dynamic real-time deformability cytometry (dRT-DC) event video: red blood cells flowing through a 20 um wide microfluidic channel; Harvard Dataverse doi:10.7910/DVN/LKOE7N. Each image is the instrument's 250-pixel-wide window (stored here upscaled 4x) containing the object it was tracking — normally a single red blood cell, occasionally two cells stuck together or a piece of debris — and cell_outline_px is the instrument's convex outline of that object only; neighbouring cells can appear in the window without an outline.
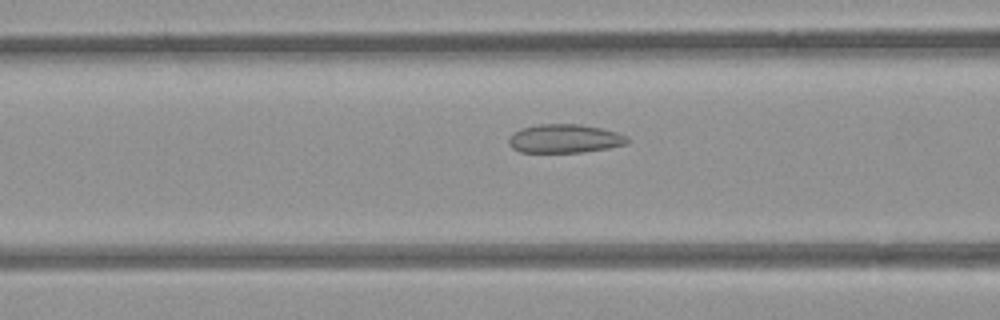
{"species": "common noctule bat (a hibernating species)", "species_latin": "Nyctalus noctula", "temperature_condition": "room temperature", "stored_images_in_passage": 54, "camera_frame_rate_fps": 3000, "um_per_image_px": 0.085, "animal": {"sex": "female", "body_mass_g": 21.9}, "frame": {"image": 1, "passage_image": 22, "time_ms": 7.0, "image_size_px": [1000, 320], "cell_outline_px": [[628, 144], [608, 148], [584, 152], [520, 152], [512, 148], [508, 144], [508, 136], [512, 132], [520, 128], [540, 124], [580, 124], [600, 128], [616, 132], [628, 136]], "centroid_in_image_um": [47.96, 11.78], "position_along_channel_um": 118.6, "area_um2": 20.0}}
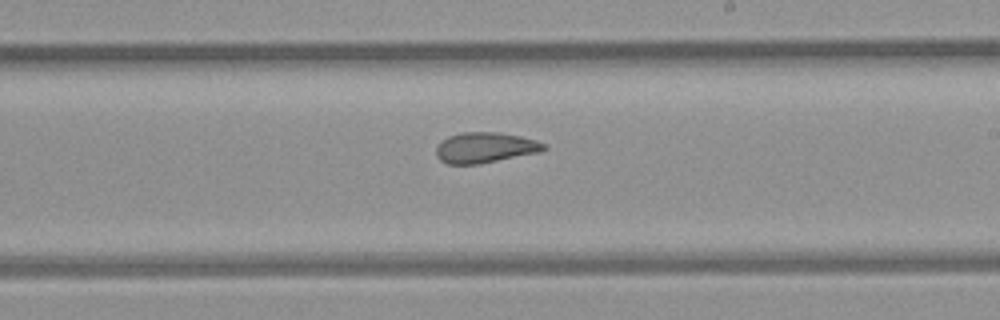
{"frame": {"image": 2, "passage_image": 32, "time_ms": 10.333, "image_size_px": [1000, 320], "cell_outline_px": [[548, 148], [540, 152], [480, 164], [448, 164], [440, 160], [436, 156], [436, 148], [448, 136], [460, 132], [496, 132], [520, 136], [536, 140], [544, 144]], "centroid_in_image_um": [41.24, 12.55], "position_along_channel_um": 247.8, "area_um2": 19.13}}
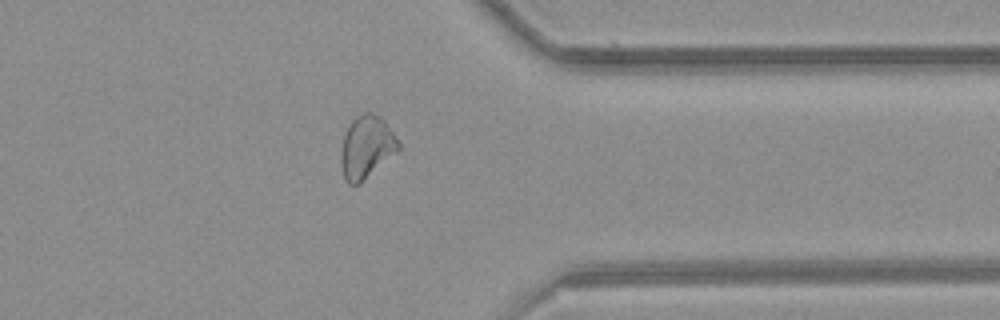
{"frame": {"image": 3, "passage_image": 43, "time_ms": 14.0, "image_size_px": [1000, 320], "cell_outline_px": [[400, 148], [396, 152], [360, 184], [348, 184], [344, 180], [340, 160], [340, 152], [344, 136], [352, 120], [356, 116], [364, 112], [372, 112], [380, 116], [384, 120], [396, 136], [400, 144]], "centroid_in_image_um": [31.14, 12.5], "position_along_channel_um": 380.3, "area_um2": 20.98}, "authors_computed_cell_mechanics": {"area_um2": 21.9062, "velocity_mm_per_s": 3.8679, "shape_relaxation_time_tau1_ms": null, "shape_relaxation_time_tau2_ms": 2.192, "deformation_change_tau1": null, "deformation_change_tau2": 0.0747}}